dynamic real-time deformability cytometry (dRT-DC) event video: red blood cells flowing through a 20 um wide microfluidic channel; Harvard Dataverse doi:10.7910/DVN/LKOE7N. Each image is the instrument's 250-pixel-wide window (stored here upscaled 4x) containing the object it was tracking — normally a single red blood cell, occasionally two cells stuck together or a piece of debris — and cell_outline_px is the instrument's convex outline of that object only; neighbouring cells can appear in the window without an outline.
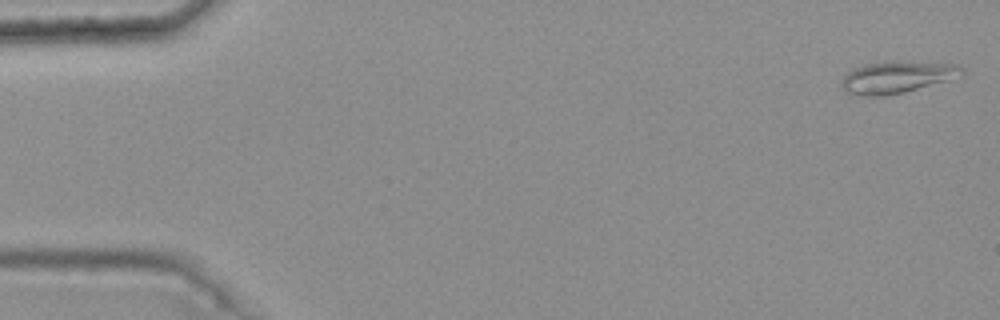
{"species": "common noctule bat (a hibernating species)", "species_latin": "Nyctalus noctula", "temperature_condition": "warm", "stored_images_in_passage": 6, "camera_frame_rate_fps": 3000, "um_per_image_px": 0.085, "animal": {"sex": "female", "body_mass_g": 25.1}, "frame": {"image": 1, "passage_image": 1, "time_ms": 0.0, "image_size_px": [1000, 320], "cell_outline_px": [[964, 76], [904, 92], [880, 96], [864, 96], [848, 92], [840, 84], [840, 80], [848, 72], [864, 64], [892, 60], [896, 60], [956, 64], [964, 68]], "centroid_in_image_um": [76.29, 6.53], "position_along_channel_um": 8.7, "area_um2": 22.54}}